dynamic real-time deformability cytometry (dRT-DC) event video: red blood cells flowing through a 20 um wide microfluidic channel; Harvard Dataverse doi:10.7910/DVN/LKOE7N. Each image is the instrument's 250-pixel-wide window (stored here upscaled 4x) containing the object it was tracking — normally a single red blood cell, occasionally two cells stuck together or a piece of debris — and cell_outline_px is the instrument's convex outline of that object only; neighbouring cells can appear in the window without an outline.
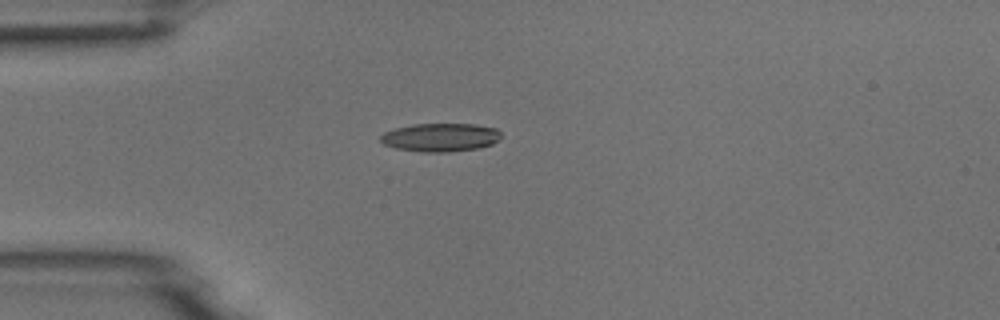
{"species": "common noctule bat (a hibernating species)", "species_latin": "Nyctalus noctula", "temperature_condition": "room temperature", "stored_images_in_passage": 4, "camera_frame_rate_fps": 3000, "um_per_image_px": 0.085, "animal": {"sex": "male", "body_mass_g": 18.8}, "frame": {"image": 1, "passage_image": 4, "time_ms": 4.333, "image_size_px": [1000, 320], "cell_outline_px": [[500, 140], [492, 144], [476, 148], [452, 152], [424, 152], [396, 148], [384, 144], [380, 140], [380, 136], [384, 132], [396, 128], [412, 124], [476, 124], [496, 128], [500, 132]], "centroid_in_image_um": [37.45, 11.67], "position_along_channel_um": 47.6, "area_um2": 19.94}}